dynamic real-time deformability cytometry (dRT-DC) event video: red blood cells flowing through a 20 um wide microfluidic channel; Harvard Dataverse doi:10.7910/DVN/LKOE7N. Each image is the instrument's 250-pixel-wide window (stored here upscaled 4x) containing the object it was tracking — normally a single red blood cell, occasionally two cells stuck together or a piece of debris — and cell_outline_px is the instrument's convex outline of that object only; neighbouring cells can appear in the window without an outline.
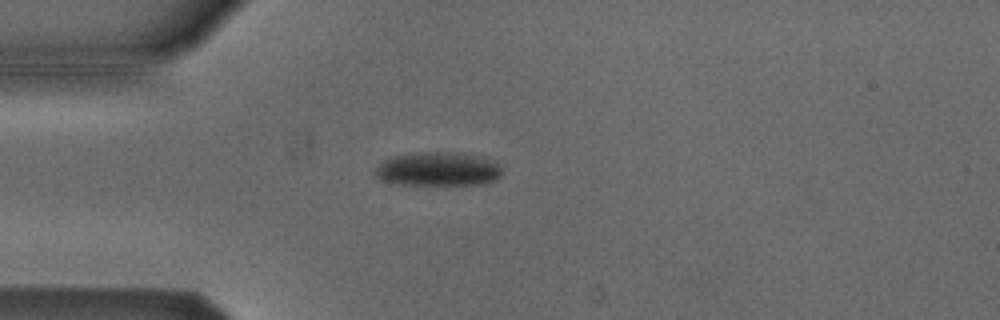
{"species": "Egyptian fruit bat (a non-hibernating species)", "species_latin": "Rousettus aegyptiacus", "temperature_condition": "cold", "stored_images_in_passage": 46, "camera_frame_rate_fps": 3000, "um_per_image_px": 0.085, "animal": {"sex": "male"}, "frame": {"image": 1, "passage_image": 7, "time_ms": 2.0, "image_size_px": [1000, 320], "cell_outline_px": [[500, 176], [496, 180], [488, 184], [396, 184], [380, 180], [372, 172], [388, 156], [424, 152], [452, 152], [476, 156], [492, 160], [500, 168]], "centroid_in_image_um": [37.18, 14.38], "position_along_channel_um": 47.8, "area_um2": 24.97}}
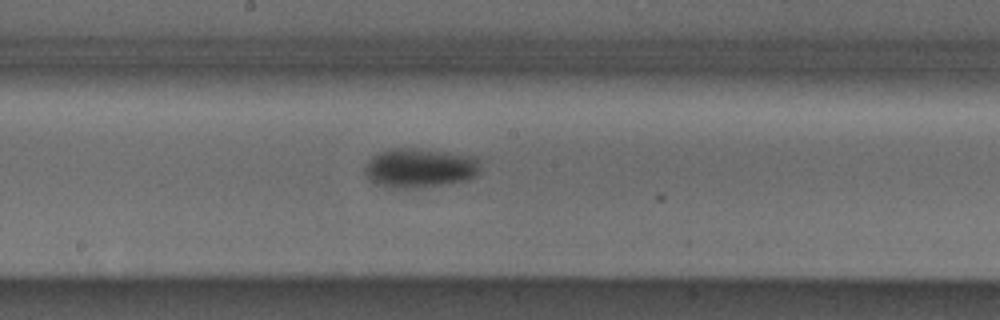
{"frame": {"image": 2, "passage_image": 21, "time_ms": 6.667, "image_size_px": [1000, 320], "cell_outline_px": [[480, 172], [476, 176], [468, 180], [420, 188], [392, 188], [376, 184], [364, 172], [364, 168], [368, 160], [372, 156], [380, 152], [392, 148], [416, 148], [480, 156]], "centroid_in_image_um": [35.74, 14.27], "position_along_channel_um": 212.5, "area_um2": 26.93}}
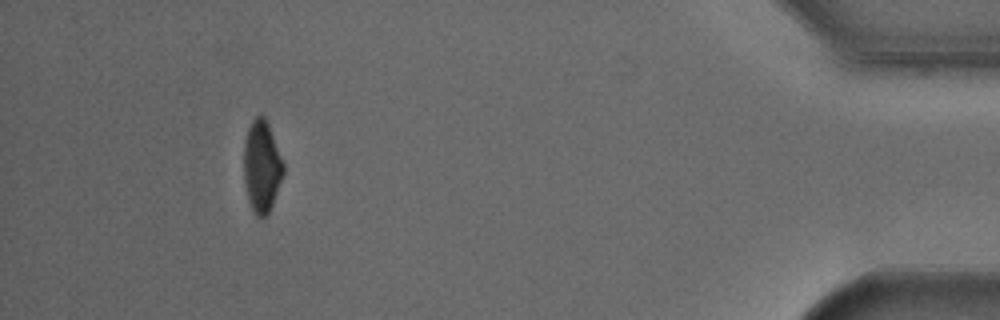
{"frame": {"image": 3, "passage_image": 42, "time_ms": 13.667, "image_size_px": [1000, 320], "cell_outline_px": [[284, 172], [268, 216], [256, 216], [248, 200], [244, 180], [244, 140], [248, 128], [252, 120], [260, 112], [264, 116], [268, 124], [284, 164]], "centroid_in_image_um": [22.24, 14.13], "position_along_channel_um": 413.0, "area_um2": 21.1}, "authors_computed_cell_mechanics": {"area_um2": 24.276, "velocity_mm_per_s": 3.818, "shape_relaxation_time_tau1_ms": 4.169, "shape_relaxation_time_tau2_ms": null, "deformation_change_tau1": 0.1115, "deformation_change_tau2": null}}